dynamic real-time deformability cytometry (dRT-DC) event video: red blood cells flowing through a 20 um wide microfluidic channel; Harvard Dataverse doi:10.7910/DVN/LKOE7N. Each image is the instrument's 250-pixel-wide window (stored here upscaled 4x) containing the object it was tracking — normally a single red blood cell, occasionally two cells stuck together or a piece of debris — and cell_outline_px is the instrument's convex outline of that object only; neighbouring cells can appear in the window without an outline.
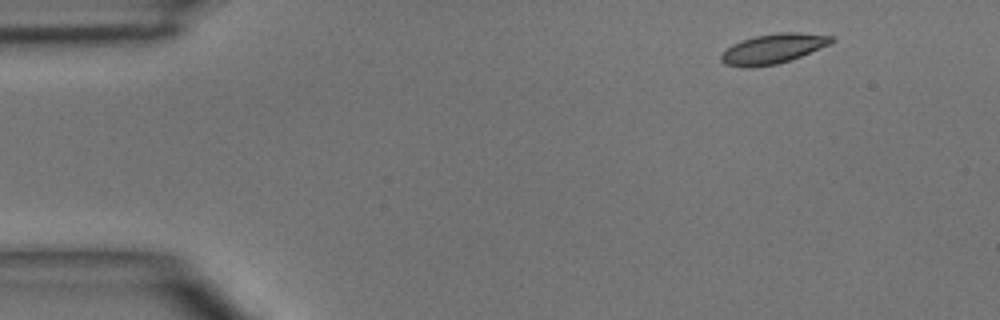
{"species": "common noctule bat (a hibernating species)", "species_latin": "Nyctalus noctula", "temperature_condition": "room temperature", "stored_images_in_passage": 5, "camera_frame_rate_fps": 3000, "um_per_image_px": 0.085, "animal": {"sex": "male", "body_mass_g": 15.6}, "frame": {"image": 1, "passage_image": 1, "time_ms": 0.0, "image_size_px": [1000, 320], "cell_outline_px": [[836, 40], [828, 44], [800, 56], [776, 64], [752, 68], [744, 68], [724, 64], [720, 60], [720, 56], [732, 44], [756, 36], [780, 32], [800, 32], [832, 36]], "centroid_in_image_um": [65.68, 4.15], "position_along_channel_um": 19.3, "area_um2": 18.9}}
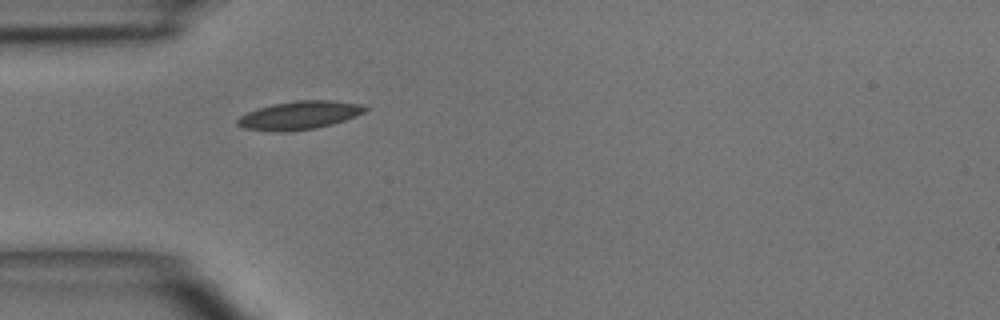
{"frame": {"image": 2, "passage_image": 3, "time_ms": 3.0, "image_size_px": [1000, 320], "cell_outline_px": [[368, 108], [364, 112], [356, 116], [332, 124], [316, 128], [284, 132], [276, 132], [244, 128], [236, 124], [236, 120], [240, 116], [248, 112], [272, 104], [296, 100], [332, 100], [360, 104]], "centroid_in_image_um": [25.44, 9.8], "position_along_channel_um": 59.6, "area_um2": 20.98}}